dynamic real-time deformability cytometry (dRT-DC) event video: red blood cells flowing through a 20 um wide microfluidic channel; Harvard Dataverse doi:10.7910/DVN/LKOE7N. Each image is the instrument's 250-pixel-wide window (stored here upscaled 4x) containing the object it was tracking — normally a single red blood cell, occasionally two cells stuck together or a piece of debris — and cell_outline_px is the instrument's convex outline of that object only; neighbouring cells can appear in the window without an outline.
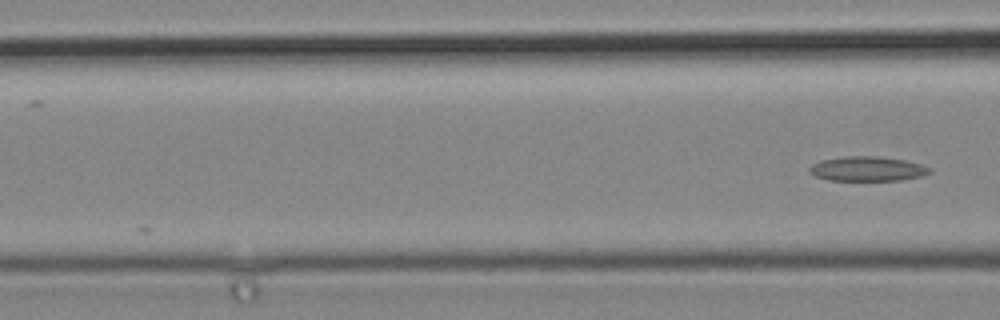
{"species": "common noctule bat (a hibernating species)", "species_latin": "Nyctalus noctula", "temperature_condition": "cold", "stored_images_in_passage": 6, "segment_of_instrument_passage": [2, 2], "camera_frame_rate_fps": 3000, "um_per_image_px": 0.085, "animal": {"sex": "male", "body_mass_g": 19.2, "forearm_length_mm": 51.8}, "frame": {"image": 1, "passage_image": 6, "time_ms": 1.667, "image_size_px": [1000, 320], "cell_outline_px": [[932, 172], [920, 176], [900, 180], [828, 180], [816, 176], [808, 172], [808, 168], [812, 164], [820, 160], [844, 156], [876, 156], [904, 160], [920, 164], [928, 168]], "centroid_in_image_um": [73.66, 14.34], "position_along_channel_um": 92.9, "area_um2": 17.11}}